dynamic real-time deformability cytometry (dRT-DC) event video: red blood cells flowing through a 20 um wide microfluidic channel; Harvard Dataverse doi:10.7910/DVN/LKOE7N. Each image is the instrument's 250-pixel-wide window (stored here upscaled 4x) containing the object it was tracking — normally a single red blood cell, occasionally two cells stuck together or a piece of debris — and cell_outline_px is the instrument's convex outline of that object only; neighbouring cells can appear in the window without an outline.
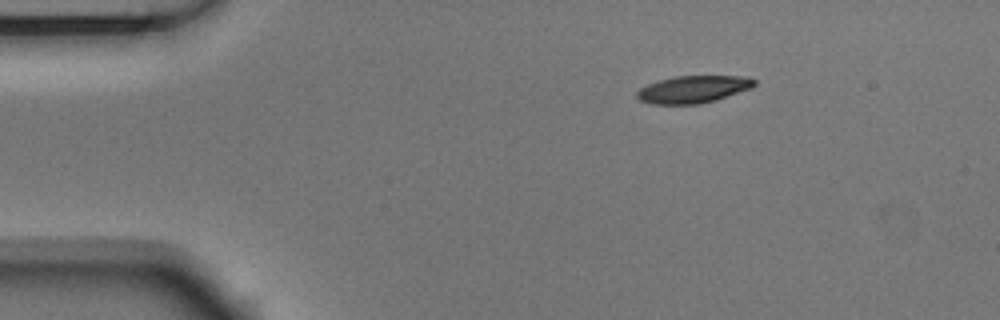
{"species": "Egyptian fruit bat (a non-hibernating species)", "species_latin": "Rousettus aegyptiacus", "temperature_condition": "room temperature", "stored_images_in_passage": 3, "camera_frame_rate_fps": 3000, "um_per_image_px": 0.085, "animal": {"sex": "male"}, "frame": {"image": 1, "passage_image": 1, "time_ms": 0.0, "image_size_px": [1000, 320], "cell_outline_px": [[756, 84], [752, 88], [716, 100], [700, 104], [652, 104], [640, 100], [636, 96], [636, 92], [640, 88], [648, 84], [660, 80], [676, 76], [748, 76], [756, 80]], "centroid_in_image_um": [58.95, 7.59], "position_along_channel_um": 26.1, "area_um2": 18.73}}